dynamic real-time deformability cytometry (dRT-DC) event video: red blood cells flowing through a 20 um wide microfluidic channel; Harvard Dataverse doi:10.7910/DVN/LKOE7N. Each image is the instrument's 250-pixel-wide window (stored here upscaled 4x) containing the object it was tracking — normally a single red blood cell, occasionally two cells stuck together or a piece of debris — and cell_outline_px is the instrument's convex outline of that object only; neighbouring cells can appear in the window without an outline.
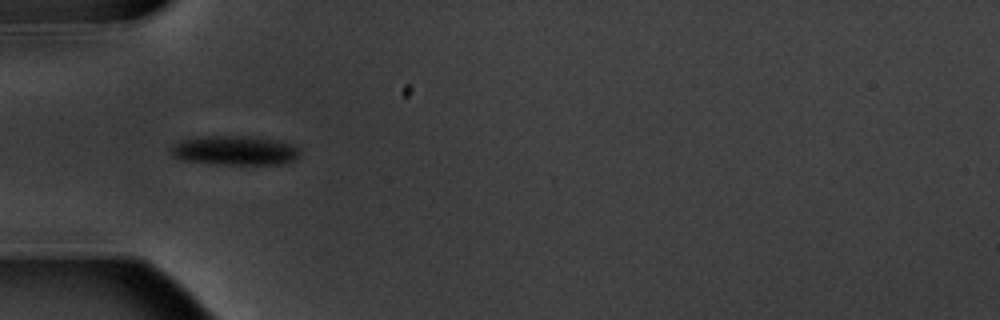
{"species": "common noctule bat (a hibernating species)", "species_latin": "Nyctalus noctula", "temperature_condition": "warm", "stored_images_in_passage": 10, "camera_frame_rate_fps": 3000, "um_per_image_px": 0.085, "animal": {"sex": "male", "body_mass_g": 20.1, "forearm_length_mm": 53.5}, "frame": {"image": 1, "passage_image": 4, "time_ms": 3.333, "image_size_px": [1000, 320], "cell_outline_px": [[300, 156], [296, 160], [284, 164], [220, 164], [180, 160], [172, 156], [172, 144], [180, 140], [208, 136], [240, 136], [268, 140], [292, 144], [300, 152]], "centroid_in_image_um": [19.93, 12.81], "position_along_channel_um": 65.1, "area_um2": 21.73}}
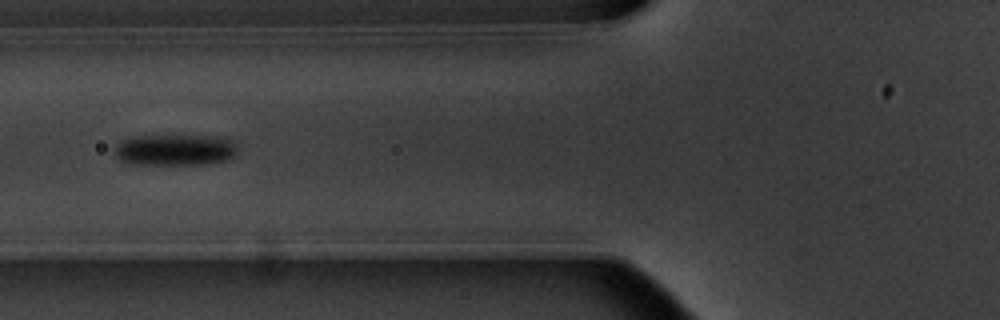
{"frame": {"image": 2, "passage_image": 5, "time_ms": 4.667, "image_size_px": [1000, 320], "cell_outline_px": [[240, 148], [236, 156], [232, 160], [212, 164], [124, 164], [116, 156], [116, 144], [120, 140], [136, 136], [216, 136], [232, 140]], "centroid_in_image_um": [14.96, 12.75], "position_along_channel_um": 110.8, "area_um2": 22.95}}
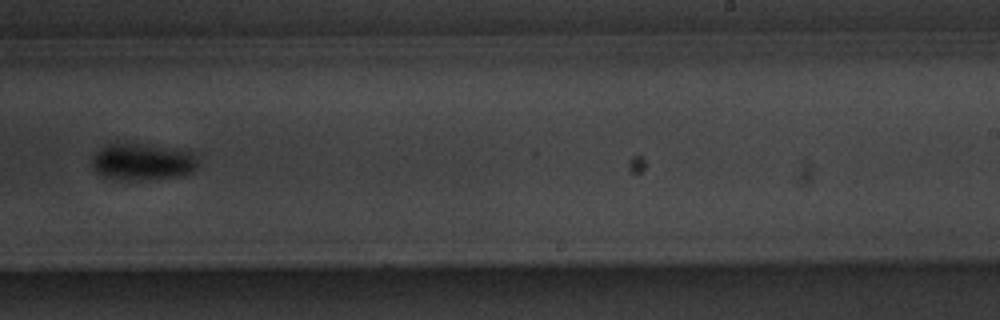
{"frame": {"image": 3, "passage_image": 9, "time_ms": 9.333, "image_size_px": [1000, 320], "cell_outline_px": [[200, 164], [192, 172], [180, 176], [132, 180], [124, 180], [100, 176], [92, 168], [92, 156], [100, 148], [108, 144], [132, 140], [192, 152]], "centroid_in_image_um": [12.08, 13.71], "position_along_channel_um": 276.9, "area_um2": 23.47}}